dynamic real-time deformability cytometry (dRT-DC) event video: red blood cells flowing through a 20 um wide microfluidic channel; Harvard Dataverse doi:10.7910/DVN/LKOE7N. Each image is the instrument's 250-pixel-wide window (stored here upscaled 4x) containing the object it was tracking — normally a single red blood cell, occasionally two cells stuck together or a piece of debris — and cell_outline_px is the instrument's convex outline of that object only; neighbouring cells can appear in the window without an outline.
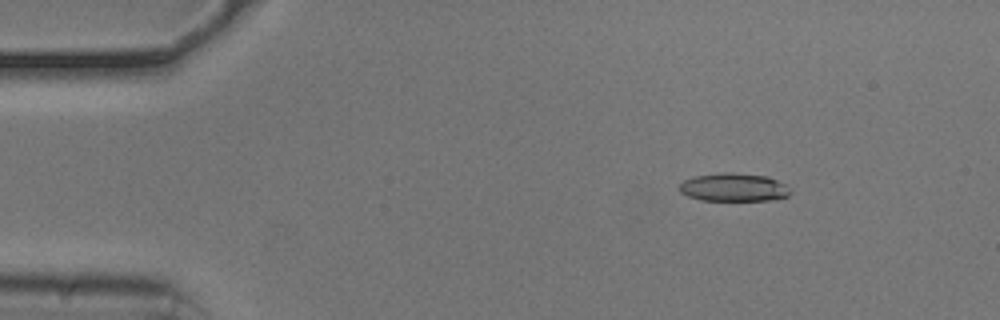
{"species": "common noctule bat (a hibernating species)", "species_latin": "Nyctalus noctula", "temperature_condition": "cold", "stored_images_in_passage": 54, "camera_frame_rate_fps": 3000, "um_per_image_px": 0.085, "animal": {"sex": "male", "body_mass_g": 20.5, "forearm_length_mm": 52.5}, "frame": {"image": 1, "passage_image": 8, "time_ms": 2.333, "image_size_px": [1000, 320], "cell_outline_px": [[792, 192], [788, 196], [768, 200], [700, 200], [688, 196], [680, 192], [680, 184], [684, 180], [696, 176], [724, 172], [732, 172], [768, 176], [792, 188]], "centroid_in_image_um": [62.4, 15.92], "position_along_channel_um": 22.6, "area_um2": 18.21}}
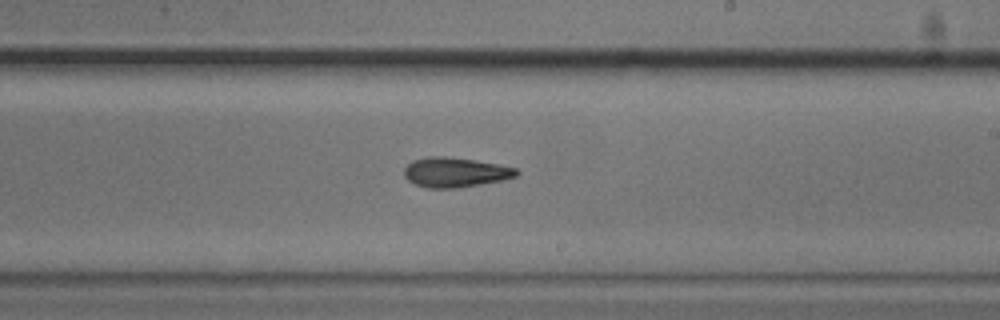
{"frame": {"image": 2, "passage_image": 32, "time_ms": 10.333, "image_size_px": [1000, 320], "cell_outline_px": [[520, 172], [516, 176], [504, 180], [460, 188], [428, 188], [416, 184], [408, 180], [404, 176], [404, 168], [412, 160], [428, 156], [444, 156], [476, 160], [500, 164], [516, 168]], "centroid_in_image_um": [38.71, 14.64], "position_along_channel_um": 250.3, "area_um2": 19.71}}
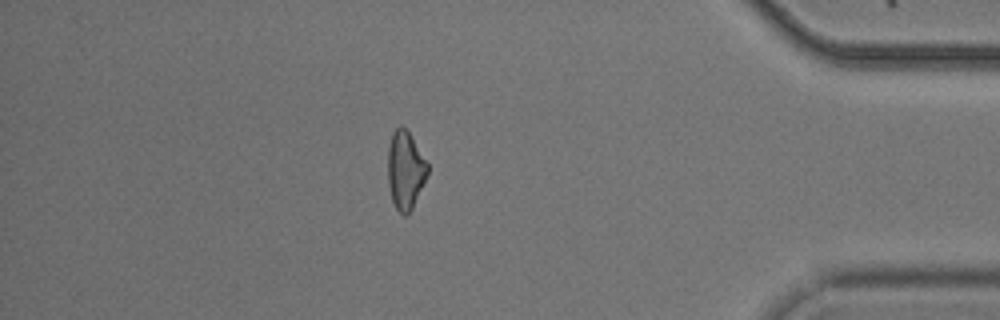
{"frame": {"image": 3, "passage_image": 47, "time_ms": 15.333, "image_size_px": [1000, 320], "cell_outline_px": [[428, 172], [424, 184], [408, 216], [404, 216], [396, 208], [392, 200], [388, 184], [388, 144], [392, 132], [400, 124], [408, 132], [428, 164]], "centroid_in_image_um": [34.44, 14.48], "position_along_channel_um": 400.8, "area_um2": 18.03}, "authors_computed_cell_mechanics": {"area_um2": 19.1029, "velocity_mm_per_s": 3.7695, "shape_relaxation_time_tau1_ms": 5.3547, "shape_relaxation_time_tau2_ms": 3.2618, "deformation_change_tau1": 0.1644, "deformation_change_tau2": 0.119}}